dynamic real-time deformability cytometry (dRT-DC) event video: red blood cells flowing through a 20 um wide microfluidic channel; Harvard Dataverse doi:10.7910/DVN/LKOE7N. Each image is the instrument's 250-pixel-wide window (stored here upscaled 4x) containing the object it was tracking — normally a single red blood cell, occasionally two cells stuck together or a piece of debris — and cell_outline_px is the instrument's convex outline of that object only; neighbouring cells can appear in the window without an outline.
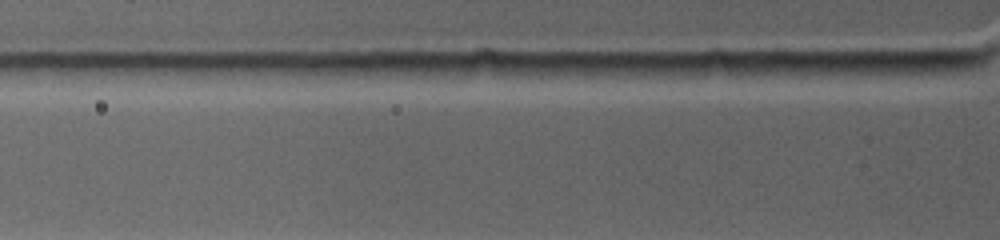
{"species": "common noctule bat (a hibernating species)", "species_latin": "Nyctalus noctula", "temperature_condition": "warm", "stored_images_in_passage": 5, "camera_frame_rate_fps": 4500, "um_per_image_px": 0.085, "animal": {"sex": "female", "body_mass_g": 19.0, "forearm_length_mm": 53.3}, "frame": {"image": 1, "passage_image": 4, "time_ms": 0.667, "image_size_px": [1000, 240], "cell_outline_px": [[448, 64], [432, 72], [368, 80], [316, 72], [308, 68], [308, 64]], "centroid_in_image_um": [31.8, 5.95], "position_along_channel_um": 94.0, "area_um2": 10.87}}